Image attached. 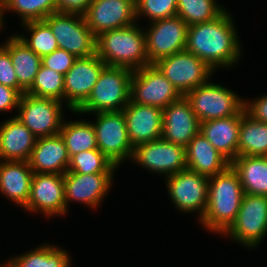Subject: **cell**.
I'll return each instance as SVG.
<instances>
[{"instance_id":"cell-1","label":"cell","mask_w":267,"mask_h":267,"mask_svg":"<svg viewBox=\"0 0 267 267\" xmlns=\"http://www.w3.org/2000/svg\"><path fill=\"white\" fill-rule=\"evenodd\" d=\"M230 11L210 22L188 26L185 50L193 53L212 70L230 68L242 57V44ZM216 69V70H215Z\"/></svg>"},{"instance_id":"cell-2","label":"cell","mask_w":267,"mask_h":267,"mask_svg":"<svg viewBox=\"0 0 267 267\" xmlns=\"http://www.w3.org/2000/svg\"><path fill=\"white\" fill-rule=\"evenodd\" d=\"M208 193L206 211L198 222L205 230L222 235L234 223L245 194L238 174L229 166L209 177Z\"/></svg>"},{"instance_id":"cell-3","label":"cell","mask_w":267,"mask_h":267,"mask_svg":"<svg viewBox=\"0 0 267 267\" xmlns=\"http://www.w3.org/2000/svg\"><path fill=\"white\" fill-rule=\"evenodd\" d=\"M145 28L137 23L101 33L96 37V54L107 65L132 71L151 65L146 54Z\"/></svg>"},{"instance_id":"cell-4","label":"cell","mask_w":267,"mask_h":267,"mask_svg":"<svg viewBox=\"0 0 267 267\" xmlns=\"http://www.w3.org/2000/svg\"><path fill=\"white\" fill-rule=\"evenodd\" d=\"M132 70L125 67L105 66L86 102L76 114L122 111L130 101Z\"/></svg>"},{"instance_id":"cell-5","label":"cell","mask_w":267,"mask_h":267,"mask_svg":"<svg viewBox=\"0 0 267 267\" xmlns=\"http://www.w3.org/2000/svg\"><path fill=\"white\" fill-rule=\"evenodd\" d=\"M208 81L185 95L200 123L237 115L245 107V99L227 87Z\"/></svg>"},{"instance_id":"cell-6","label":"cell","mask_w":267,"mask_h":267,"mask_svg":"<svg viewBox=\"0 0 267 267\" xmlns=\"http://www.w3.org/2000/svg\"><path fill=\"white\" fill-rule=\"evenodd\" d=\"M43 21L50 27L59 49L76 58H85L96 53V37L87 26L84 15L57 12Z\"/></svg>"},{"instance_id":"cell-7","label":"cell","mask_w":267,"mask_h":267,"mask_svg":"<svg viewBox=\"0 0 267 267\" xmlns=\"http://www.w3.org/2000/svg\"><path fill=\"white\" fill-rule=\"evenodd\" d=\"M267 234V196L245 193L234 223L223 234L246 248L258 247Z\"/></svg>"},{"instance_id":"cell-8","label":"cell","mask_w":267,"mask_h":267,"mask_svg":"<svg viewBox=\"0 0 267 267\" xmlns=\"http://www.w3.org/2000/svg\"><path fill=\"white\" fill-rule=\"evenodd\" d=\"M63 105V102L24 93L15 115L36 138L54 136L60 133L65 119Z\"/></svg>"},{"instance_id":"cell-9","label":"cell","mask_w":267,"mask_h":267,"mask_svg":"<svg viewBox=\"0 0 267 267\" xmlns=\"http://www.w3.org/2000/svg\"><path fill=\"white\" fill-rule=\"evenodd\" d=\"M93 114H96V119L91 123L95 130L98 149L119 168L124 160H131L133 154L124 113L117 111Z\"/></svg>"},{"instance_id":"cell-10","label":"cell","mask_w":267,"mask_h":267,"mask_svg":"<svg viewBox=\"0 0 267 267\" xmlns=\"http://www.w3.org/2000/svg\"><path fill=\"white\" fill-rule=\"evenodd\" d=\"M131 160L146 171L165 178L187 169L186 147L173 144L162 137L136 145Z\"/></svg>"},{"instance_id":"cell-11","label":"cell","mask_w":267,"mask_h":267,"mask_svg":"<svg viewBox=\"0 0 267 267\" xmlns=\"http://www.w3.org/2000/svg\"><path fill=\"white\" fill-rule=\"evenodd\" d=\"M182 95L154 65L134 70L130 81V100L140 105L166 108Z\"/></svg>"},{"instance_id":"cell-12","label":"cell","mask_w":267,"mask_h":267,"mask_svg":"<svg viewBox=\"0 0 267 267\" xmlns=\"http://www.w3.org/2000/svg\"><path fill=\"white\" fill-rule=\"evenodd\" d=\"M154 65L182 96L210 80L214 70L186 50L158 60Z\"/></svg>"},{"instance_id":"cell-13","label":"cell","mask_w":267,"mask_h":267,"mask_svg":"<svg viewBox=\"0 0 267 267\" xmlns=\"http://www.w3.org/2000/svg\"><path fill=\"white\" fill-rule=\"evenodd\" d=\"M166 189L178 211L198 213L202 219L208 204L209 178L189 169L166 177Z\"/></svg>"},{"instance_id":"cell-14","label":"cell","mask_w":267,"mask_h":267,"mask_svg":"<svg viewBox=\"0 0 267 267\" xmlns=\"http://www.w3.org/2000/svg\"><path fill=\"white\" fill-rule=\"evenodd\" d=\"M188 25L179 16L151 22L146 28V54L150 64L184 51L187 42Z\"/></svg>"},{"instance_id":"cell-15","label":"cell","mask_w":267,"mask_h":267,"mask_svg":"<svg viewBox=\"0 0 267 267\" xmlns=\"http://www.w3.org/2000/svg\"><path fill=\"white\" fill-rule=\"evenodd\" d=\"M105 66L96 53L75 60L64 75V102L70 112L77 111L86 102Z\"/></svg>"},{"instance_id":"cell-16","label":"cell","mask_w":267,"mask_h":267,"mask_svg":"<svg viewBox=\"0 0 267 267\" xmlns=\"http://www.w3.org/2000/svg\"><path fill=\"white\" fill-rule=\"evenodd\" d=\"M83 15L95 37L137 23L135 0H91Z\"/></svg>"},{"instance_id":"cell-17","label":"cell","mask_w":267,"mask_h":267,"mask_svg":"<svg viewBox=\"0 0 267 267\" xmlns=\"http://www.w3.org/2000/svg\"><path fill=\"white\" fill-rule=\"evenodd\" d=\"M23 208L45 217L65 215L64 175L33 173L29 199Z\"/></svg>"},{"instance_id":"cell-18","label":"cell","mask_w":267,"mask_h":267,"mask_svg":"<svg viewBox=\"0 0 267 267\" xmlns=\"http://www.w3.org/2000/svg\"><path fill=\"white\" fill-rule=\"evenodd\" d=\"M114 173L80 174L66 172L64 174L65 214L69 211L70 202H79L88 207H99L104 197L112 188Z\"/></svg>"},{"instance_id":"cell-19","label":"cell","mask_w":267,"mask_h":267,"mask_svg":"<svg viewBox=\"0 0 267 267\" xmlns=\"http://www.w3.org/2000/svg\"><path fill=\"white\" fill-rule=\"evenodd\" d=\"M199 132L200 121L185 96L163 109L164 140L186 147Z\"/></svg>"},{"instance_id":"cell-20","label":"cell","mask_w":267,"mask_h":267,"mask_svg":"<svg viewBox=\"0 0 267 267\" xmlns=\"http://www.w3.org/2000/svg\"><path fill=\"white\" fill-rule=\"evenodd\" d=\"M124 113L129 142L136 145L157 140L162 136L163 109L129 101Z\"/></svg>"},{"instance_id":"cell-21","label":"cell","mask_w":267,"mask_h":267,"mask_svg":"<svg viewBox=\"0 0 267 267\" xmlns=\"http://www.w3.org/2000/svg\"><path fill=\"white\" fill-rule=\"evenodd\" d=\"M70 157L60 134L37 138L28 163L33 173L62 174L67 172Z\"/></svg>"},{"instance_id":"cell-22","label":"cell","mask_w":267,"mask_h":267,"mask_svg":"<svg viewBox=\"0 0 267 267\" xmlns=\"http://www.w3.org/2000/svg\"><path fill=\"white\" fill-rule=\"evenodd\" d=\"M37 138L16 116L0 124V160L28 161Z\"/></svg>"},{"instance_id":"cell-23","label":"cell","mask_w":267,"mask_h":267,"mask_svg":"<svg viewBox=\"0 0 267 267\" xmlns=\"http://www.w3.org/2000/svg\"><path fill=\"white\" fill-rule=\"evenodd\" d=\"M242 110L234 116L200 123V133L230 163L238 157V139Z\"/></svg>"},{"instance_id":"cell-24","label":"cell","mask_w":267,"mask_h":267,"mask_svg":"<svg viewBox=\"0 0 267 267\" xmlns=\"http://www.w3.org/2000/svg\"><path fill=\"white\" fill-rule=\"evenodd\" d=\"M32 177L28 161H0V192L20 207L27 204Z\"/></svg>"},{"instance_id":"cell-25","label":"cell","mask_w":267,"mask_h":267,"mask_svg":"<svg viewBox=\"0 0 267 267\" xmlns=\"http://www.w3.org/2000/svg\"><path fill=\"white\" fill-rule=\"evenodd\" d=\"M187 169L212 177L225 171L230 162L199 132L186 146Z\"/></svg>"},{"instance_id":"cell-26","label":"cell","mask_w":267,"mask_h":267,"mask_svg":"<svg viewBox=\"0 0 267 267\" xmlns=\"http://www.w3.org/2000/svg\"><path fill=\"white\" fill-rule=\"evenodd\" d=\"M3 44L10 52L14 71L19 83V92L26 93L34 83L42 61L41 57L34 53L16 33L8 37Z\"/></svg>"},{"instance_id":"cell-27","label":"cell","mask_w":267,"mask_h":267,"mask_svg":"<svg viewBox=\"0 0 267 267\" xmlns=\"http://www.w3.org/2000/svg\"><path fill=\"white\" fill-rule=\"evenodd\" d=\"M230 166L238 174L244 193L267 196L266 156H239Z\"/></svg>"},{"instance_id":"cell-28","label":"cell","mask_w":267,"mask_h":267,"mask_svg":"<svg viewBox=\"0 0 267 267\" xmlns=\"http://www.w3.org/2000/svg\"><path fill=\"white\" fill-rule=\"evenodd\" d=\"M267 155V123L259 122L242 109L238 139L239 156Z\"/></svg>"},{"instance_id":"cell-29","label":"cell","mask_w":267,"mask_h":267,"mask_svg":"<svg viewBox=\"0 0 267 267\" xmlns=\"http://www.w3.org/2000/svg\"><path fill=\"white\" fill-rule=\"evenodd\" d=\"M63 248L43 244L29 252L10 258L9 267H71V256Z\"/></svg>"},{"instance_id":"cell-30","label":"cell","mask_w":267,"mask_h":267,"mask_svg":"<svg viewBox=\"0 0 267 267\" xmlns=\"http://www.w3.org/2000/svg\"><path fill=\"white\" fill-rule=\"evenodd\" d=\"M65 143L69 157L82 151L98 149L96 134L91 121L64 119L59 133Z\"/></svg>"},{"instance_id":"cell-31","label":"cell","mask_w":267,"mask_h":267,"mask_svg":"<svg viewBox=\"0 0 267 267\" xmlns=\"http://www.w3.org/2000/svg\"><path fill=\"white\" fill-rule=\"evenodd\" d=\"M224 7L216 0H177V16L191 26L215 20L226 10Z\"/></svg>"},{"instance_id":"cell-32","label":"cell","mask_w":267,"mask_h":267,"mask_svg":"<svg viewBox=\"0 0 267 267\" xmlns=\"http://www.w3.org/2000/svg\"><path fill=\"white\" fill-rule=\"evenodd\" d=\"M27 94L64 103V75L41 65Z\"/></svg>"},{"instance_id":"cell-33","label":"cell","mask_w":267,"mask_h":267,"mask_svg":"<svg viewBox=\"0 0 267 267\" xmlns=\"http://www.w3.org/2000/svg\"><path fill=\"white\" fill-rule=\"evenodd\" d=\"M21 25H23V28H26L25 30L31 35L29 38L22 34L16 35L41 58L59 49L55 36L44 21H31Z\"/></svg>"},{"instance_id":"cell-34","label":"cell","mask_w":267,"mask_h":267,"mask_svg":"<svg viewBox=\"0 0 267 267\" xmlns=\"http://www.w3.org/2000/svg\"><path fill=\"white\" fill-rule=\"evenodd\" d=\"M6 13L16 12L21 24L31 21H43L53 13H57L56 0H5Z\"/></svg>"},{"instance_id":"cell-35","label":"cell","mask_w":267,"mask_h":267,"mask_svg":"<svg viewBox=\"0 0 267 267\" xmlns=\"http://www.w3.org/2000/svg\"><path fill=\"white\" fill-rule=\"evenodd\" d=\"M116 166L99 150L82 151L70 158L67 172L80 174L116 173Z\"/></svg>"},{"instance_id":"cell-36","label":"cell","mask_w":267,"mask_h":267,"mask_svg":"<svg viewBox=\"0 0 267 267\" xmlns=\"http://www.w3.org/2000/svg\"><path fill=\"white\" fill-rule=\"evenodd\" d=\"M136 19L149 18V23L177 16V0H135Z\"/></svg>"},{"instance_id":"cell-37","label":"cell","mask_w":267,"mask_h":267,"mask_svg":"<svg viewBox=\"0 0 267 267\" xmlns=\"http://www.w3.org/2000/svg\"><path fill=\"white\" fill-rule=\"evenodd\" d=\"M77 58L69 52L57 49L41 58L42 65L65 75Z\"/></svg>"},{"instance_id":"cell-38","label":"cell","mask_w":267,"mask_h":267,"mask_svg":"<svg viewBox=\"0 0 267 267\" xmlns=\"http://www.w3.org/2000/svg\"><path fill=\"white\" fill-rule=\"evenodd\" d=\"M0 84L19 91V83L14 71L9 50L0 45Z\"/></svg>"},{"instance_id":"cell-39","label":"cell","mask_w":267,"mask_h":267,"mask_svg":"<svg viewBox=\"0 0 267 267\" xmlns=\"http://www.w3.org/2000/svg\"><path fill=\"white\" fill-rule=\"evenodd\" d=\"M21 95L17 89L0 84V113L17 109Z\"/></svg>"},{"instance_id":"cell-40","label":"cell","mask_w":267,"mask_h":267,"mask_svg":"<svg viewBox=\"0 0 267 267\" xmlns=\"http://www.w3.org/2000/svg\"><path fill=\"white\" fill-rule=\"evenodd\" d=\"M245 109L255 120L267 123V94L251 101L245 99Z\"/></svg>"},{"instance_id":"cell-41","label":"cell","mask_w":267,"mask_h":267,"mask_svg":"<svg viewBox=\"0 0 267 267\" xmlns=\"http://www.w3.org/2000/svg\"><path fill=\"white\" fill-rule=\"evenodd\" d=\"M91 0H56L58 12L84 14Z\"/></svg>"},{"instance_id":"cell-42","label":"cell","mask_w":267,"mask_h":267,"mask_svg":"<svg viewBox=\"0 0 267 267\" xmlns=\"http://www.w3.org/2000/svg\"><path fill=\"white\" fill-rule=\"evenodd\" d=\"M6 12V5H5V0H0V31L4 27V22L5 19L4 14Z\"/></svg>"},{"instance_id":"cell-43","label":"cell","mask_w":267,"mask_h":267,"mask_svg":"<svg viewBox=\"0 0 267 267\" xmlns=\"http://www.w3.org/2000/svg\"><path fill=\"white\" fill-rule=\"evenodd\" d=\"M0 267H9V266H8V263H7V264H2V265L0 264Z\"/></svg>"}]
</instances>
